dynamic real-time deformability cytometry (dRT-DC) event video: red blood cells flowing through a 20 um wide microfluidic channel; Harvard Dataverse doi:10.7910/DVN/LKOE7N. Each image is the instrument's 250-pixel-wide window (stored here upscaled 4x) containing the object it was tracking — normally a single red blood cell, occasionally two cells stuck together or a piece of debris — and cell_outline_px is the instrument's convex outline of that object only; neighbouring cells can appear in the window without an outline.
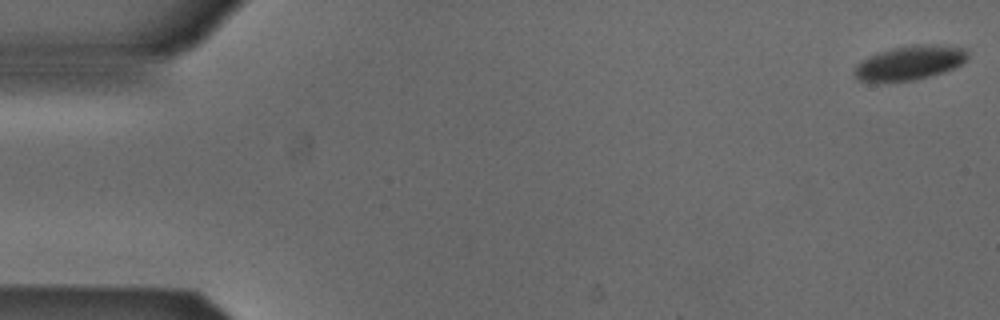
{"species": "Egyptian fruit bat (a non-hibernating species)", "species_latin": "Rousettus aegyptiacus", "temperature_condition": "cold", "stored_images_in_passage": 10, "camera_frame_rate_fps": 3000, "um_per_image_px": 0.085, "animal": {"sex": "male"}, "frame": {"image": 1, "passage_image": 1, "time_ms": 0.0, "image_size_px": [1000, 320], "cell_outline_px": [[968, 56], [960, 64], [944, 72], [916, 80], [860, 80], [852, 72], [856, 64], [868, 56], [892, 48], [916, 44], [932, 44], [964, 48], [968, 52]], "centroid_in_image_um": [77.33, 5.31], "position_along_channel_um": 7.7, "area_um2": 22.14}}